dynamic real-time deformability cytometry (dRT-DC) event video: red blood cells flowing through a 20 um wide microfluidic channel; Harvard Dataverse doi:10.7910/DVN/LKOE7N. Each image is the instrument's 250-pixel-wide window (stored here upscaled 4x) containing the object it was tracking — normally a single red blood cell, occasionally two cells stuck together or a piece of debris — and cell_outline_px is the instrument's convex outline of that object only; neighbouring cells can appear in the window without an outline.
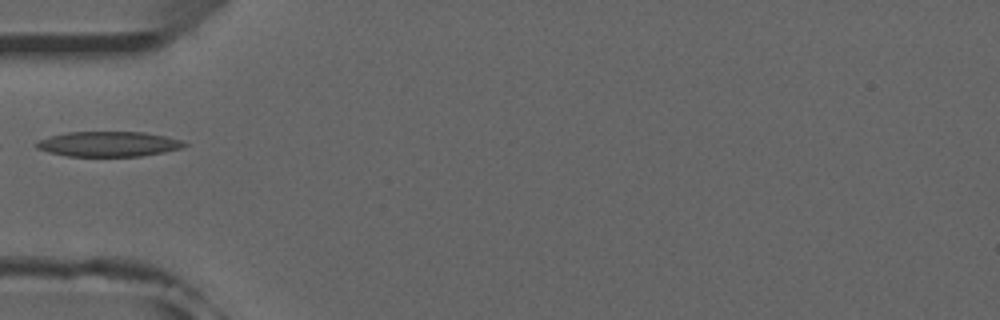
{"species": "common noctule bat (a hibernating species)", "species_latin": "Nyctalus noctula", "temperature_condition": "room temperature", "stored_images_in_passage": 4, "camera_frame_rate_fps": 3000, "um_per_image_px": 0.085, "animal": {"sex": "male", "forearm_length_mm": 52.5}, "frame": {"image": 1, "passage_image": 1, "time_ms": 0.0, "image_size_px": [1000, 320], "cell_outline_px": [[188, 144], [180, 148], [164, 152], [140, 156], [68, 156], [48, 152], [36, 148], [36, 140], [68, 132], [144, 132], [164, 136], [180, 140]], "centroid_in_image_um": [9.19, 12.24], "position_along_channel_um": 75.8, "area_um2": 21.44}}